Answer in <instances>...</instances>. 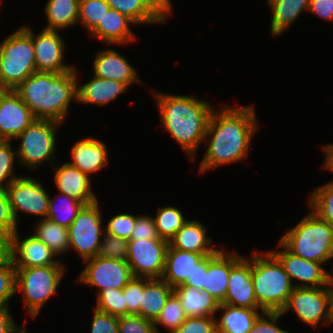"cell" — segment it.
Here are the masks:
<instances>
[{"instance_id":"cell-20","label":"cell","mask_w":333,"mask_h":333,"mask_svg":"<svg viewBox=\"0 0 333 333\" xmlns=\"http://www.w3.org/2000/svg\"><path fill=\"white\" fill-rule=\"evenodd\" d=\"M137 71L125 56L120 55L114 49L97 52L93 62L94 76L119 81L128 88L132 83L141 82Z\"/></svg>"},{"instance_id":"cell-21","label":"cell","mask_w":333,"mask_h":333,"mask_svg":"<svg viewBox=\"0 0 333 333\" xmlns=\"http://www.w3.org/2000/svg\"><path fill=\"white\" fill-rule=\"evenodd\" d=\"M53 168L55 170L54 182L59 193L73 197L86 205L95 203L98 200L91 189V179L87 174L68 162L59 167L53 166Z\"/></svg>"},{"instance_id":"cell-48","label":"cell","mask_w":333,"mask_h":333,"mask_svg":"<svg viewBox=\"0 0 333 333\" xmlns=\"http://www.w3.org/2000/svg\"><path fill=\"white\" fill-rule=\"evenodd\" d=\"M282 315L281 311H263L248 333H290L276 324Z\"/></svg>"},{"instance_id":"cell-8","label":"cell","mask_w":333,"mask_h":333,"mask_svg":"<svg viewBox=\"0 0 333 333\" xmlns=\"http://www.w3.org/2000/svg\"><path fill=\"white\" fill-rule=\"evenodd\" d=\"M61 123L49 119H34L15 139L20 140L16 151L22 166L36 169L41 163L52 161L54 164L57 134Z\"/></svg>"},{"instance_id":"cell-9","label":"cell","mask_w":333,"mask_h":333,"mask_svg":"<svg viewBox=\"0 0 333 333\" xmlns=\"http://www.w3.org/2000/svg\"><path fill=\"white\" fill-rule=\"evenodd\" d=\"M98 204L85 205L68 228L69 250L74 248L84 261L98 255L105 233Z\"/></svg>"},{"instance_id":"cell-2","label":"cell","mask_w":333,"mask_h":333,"mask_svg":"<svg viewBox=\"0 0 333 333\" xmlns=\"http://www.w3.org/2000/svg\"><path fill=\"white\" fill-rule=\"evenodd\" d=\"M153 95L163 127L193 159L205 139L214 107L190 95H171L157 91Z\"/></svg>"},{"instance_id":"cell-11","label":"cell","mask_w":333,"mask_h":333,"mask_svg":"<svg viewBox=\"0 0 333 333\" xmlns=\"http://www.w3.org/2000/svg\"><path fill=\"white\" fill-rule=\"evenodd\" d=\"M168 246L162 238L129 240L127 262L133 277L162 278Z\"/></svg>"},{"instance_id":"cell-23","label":"cell","mask_w":333,"mask_h":333,"mask_svg":"<svg viewBox=\"0 0 333 333\" xmlns=\"http://www.w3.org/2000/svg\"><path fill=\"white\" fill-rule=\"evenodd\" d=\"M205 226L196 221H186L177 233L168 241L172 248L203 254L213 255L219 249L213 247V240L206 235Z\"/></svg>"},{"instance_id":"cell-29","label":"cell","mask_w":333,"mask_h":333,"mask_svg":"<svg viewBox=\"0 0 333 333\" xmlns=\"http://www.w3.org/2000/svg\"><path fill=\"white\" fill-rule=\"evenodd\" d=\"M263 309L235 307L220 303L217 312H222L221 318L216 319L218 333H248Z\"/></svg>"},{"instance_id":"cell-53","label":"cell","mask_w":333,"mask_h":333,"mask_svg":"<svg viewBox=\"0 0 333 333\" xmlns=\"http://www.w3.org/2000/svg\"><path fill=\"white\" fill-rule=\"evenodd\" d=\"M19 328L11 317L9 306H0V333H16Z\"/></svg>"},{"instance_id":"cell-41","label":"cell","mask_w":333,"mask_h":333,"mask_svg":"<svg viewBox=\"0 0 333 333\" xmlns=\"http://www.w3.org/2000/svg\"><path fill=\"white\" fill-rule=\"evenodd\" d=\"M128 240L116 237L109 233L102 235L99 248V257L127 261Z\"/></svg>"},{"instance_id":"cell-51","label":"cell","mask_w":333,"mask_h":333,"mask_svg":"<svg viewBox=\"0 0 333 333\" xmlns=\"http://www.w3.org/2000/svg\"><path fill=\"white\" fill-rule=\"evenodd\" d=\"M309 12L333 21V0H311Z\"/></svg>"},{"instance_id":"cell-19","label":"cell","mask_w":333,"mask_h":333,"mask_svg":"<svg viewBox=\"0 0 333 333\" xmlns=\"http://www.w3.org/2000/svg\"><path fill=\"white\" fill-rule=\"evenodd\" d=\"M242 258L236 251L218 250L213 255L205 256V286L219 303L225 300L228 289L230 269Z\"/></svg>"},{"instance_id":"cell-15","label":"cell","mask_w":333,"mask_h":333,"mask_svg":"<svg viewBox=\"0 0 333 333\" xmlns=\"http://www.w3.org/2000/svg\"><path fill=\"white\" fill-rule=\"evenodd\" d=\"M36 71L61 74L74 68L64 64L65 42L58 31L43 29L35 35L31 30Z\"/></svg>"},{"instance_id":"cell-39","label":"cell","mask_w":333,"mask_h":333,"mask_svg":"<svg viewBox=\"0 0 333 333\" xmlns=\"http://www.w3.org/2000/svg\"><path fill=\"white\" fill-rule=\"evenodd\" d=\"M96 309L120 317L127 315L123 288H105L97 293Z\"/></svg>"},{"instance_id":"cell-43","label":"cell","mask_w":333,"mask_h":333,"mask_svg":"<svg viewBox=\"0 0 333 333\" xmlns=\"http://www.w3.org/2000/svg\"><path fill=\"white\" fill-rule=\"evenodd\" d=\"M136 218L137 215L134 216L127 213L117 214L108 221L105 232L129 241Z\"/></svg>"},{"instance_id":"cell-60","label":"cell","mask_w":333,"mask_h":333,"mask_svg":"<svg viewBox=\"0 0 333 333\" xmlns=\"http://www.w3.org/2000/svg\"><path fill=\"white\" fill-rule=\"evenodd\" d=\"M276 0H267V4L269 5L270 3L274 2Z\"/></svg>"},{"instance_id":"cell-5","label":"cell","mask_w":333,"mask_h":333,"mask_svg":"<svg viewBox=\"0 0 333 333\" xmlns=\"http://www.w3.org/2000/svg\"><path fill=\"white\" fill-rule=\"evenodd\" d=\"M279 241L293 254L325 263L333 258V227L312 210Z\"/></svg>"},{"instance_id":"cell-59","label":"cell","mask_w":333,"mask_h":333,"mask_svg":"<svg viewBox=\"0 0 333 333\" xmlns=\"http://www.w3.org/2000/svg\"><path fill=\"white\" fill-rule=\"evenodd\" d=\"M4 142H5V140L0 136V145Z\"/></svg>"},{"instance_id":"cell-55","label":"cell","mask_w":333,"mask_h":333,"mask_svg":"<svg viewBox=\"0 0 333 333\" xmlns=\"http://www.w3.org/2000/svg\"><path fill=\"white\" fill-rule=\"evenodd\" d=\"M9 257V238L0 234V265Z\"/></svg>"},{"instance_id":"cell-28","label":"cell","mask_w":333,"mask_h":333,"mask_svg":"<svg viewBox=\"0 0 333 333\" xmlns=\"http://www.w3.org/2000/svg\"><path fill=\"white\" fill-rule=\"evenodd\" d=\"M173 292L179 298L187 317L214 316L219 302L207 291L198 290L188 285H178Z\"/></svg>"},{"instance_id":"cell-32","label":"cell","mask_w":333,"mask_h":333,"mask_svg":"<svg viewBox=\"0 0 333 333\" xmlns=\"http://www.w3.org/2000/svg\"><path fill=\"white\" fill-rule=\"evenodd\" d=\"M35 228L33 235L45 243L56 256H62L68 252L69 236L66 227L60 226L48 218H42Z\"/></svg>"},{"instance_id":"cell-42","label":"cell","mask_w":333,"mask_h":333,"mask_svg":"<svg viewBox=\"0 0 333 333\" xmlns=\"http://www.w3.org/2000/svg\"><path fill=\"white\" fill-rule=\"evenodd\" d=\"M16 157V151L12 150L11 141H5L0 145V187H7L20 177L13 173Z\"/></svg>"},{"instance_id":"cell-14","label":"cell","mask_w":333,"mask_h":333,"mask_svg":"<svg viewBox=\"0 0 333 333\" xmlns=\"http://www.w3.org/2000/svg\"><path fill=\"white\" fill-rule=\"evenodd\" d=\"M278 245L281 248L284 247V249H281V251L270 250V252L282 264L291 281L296 279L301 282V284L294 283V287L316 288L328 286L330 272L321 266L323 263L309 261L293 254L280 241Z\"/></svg>"},{"instance_id":"cell-7","label":"cell","mask_w":333,"mask_h":333,"mask_svg":"<svg viewBox=\"0 0 333 333\" xmlns=\"http://www.w3.org/2000/svg\"><path fill=\"white\" fill-rule=\"evenodd\" d=\"M16 292L24 296V303L32 318L39 315L41 307L57 291L65 274L63 265L15 268Z\"/></svg>"},{"instance_id":"cell-3","label":"cell","mask_w":333,"mask_h":333,"mask_svg":"<svg viewBox=\"0 0 333 333\" xmlns=\"http://www.w3.org/2000/svg\"><path fill=\"white\" fill-rule=\"evenodd\" d=\"M77 73L75 67L61 74L36 71L14 90L35 119L63 123L70 102H77Z\"/></svg>"},{"instance_id":"cell-31","label":"cell","mask_w":333,"mask_h":333,"mask_svg":"<svg viewBox=\"0 0 333 333\" xmlns=\"http://www.w3.org/2000/svg\"><path fill=\"white\" fill-rule=\"evenodd\" d=\"M80 0H48L45 15L46 30L58 31L78 23Z\"/></svg>"},{"instance_id":"cell-27","label":"cell","mask_w":333,"mask_h":333,"mask_svg":"<svg viewBox=\"0 0 333 333\" xmlns=\"http://www.w3.org/2000/svg\"><path fill=\"white\" fill-rule=\"evenodd\" d=\"M172 293L173 288L162 278L143 277L140 316L146 320L155 322Z\"/></svg>"},{"instance_id":"cell-6","label":"cell","mask_w":333,"mask_h":333,"mask_svg":"<svg viewBox=\"0 0 333 333\" xmlns=\"http://www.w3.org/2000/svg\"><path fill=\"white\" fill-rule=\"evenodd\" d=\"M36 72L31 28L20 27L0 44V87L14 90Z\"/></svg>"},{"instance_id":"cell-12","label":"cell","mask_w":333,"mask_h":333,"mask_svg":"<svg viewBox=\"0 0 333 333\" xmlns=\"http://www.w3.org/2000/svg\"><path fill=\"white\" fill-rule=\"evenodd\" d=\"M12 214L18 224V212L46 218L50 196L39 181L30 177L16 178L7 187Z\"/></svg>"},{"instance_id":"cell-44","label":"cell","mask_w":333,"mask_h":333,"mask_svg":"<svg viewBox=\"0 0 333 333\" xmlns=\"http://www.w3.org/2000/svg\"><path fill=\"white\" fill-rule=\"evenodd\" d=\"M6 187H0V234L10 238L18 229Z\"/></svg>"},{"instance_id":"cell-1","label":"cell","mask_w":333,"mask_h":333,"mask_svg":"<svg viewBox=\"0 0 333 333\" xmlns=\"http://www.w3.org/2000/svg\"><path fill=\"white\" fill-rule=\"evenodd\" d=\"M253 108L224 105L220 110H213L204 139L208 140V147L200 163V173L248 156L251 140L258 130Z\"/></svg>"},{"instance_id":"cell-34","label":"cell","mask_w":333,"mask_h":333,"mask_svg":"<svg viewBox=\"0 0 333 333\" xmlns=\"http://www.w3.org/2000/svg\"><path fill=\"white\" fill-rule=\"evenodd\" d=\"M59 195L57 198L62 197L60 199H63L59 206L55 205V198L52 199L50 197L49 210L46 218L68 229L78 213L86 204L65 194L61 193Z\"/></svg>"},{"instance_id":"cell-26","label":"cell","mask_w":333,"mask_h":333,"mask_svg":"<svg viewBox=\"0 0 333 333\" xmlns=\"http://www.w3.org/2000/svg\"><path fill=\"white\" fill-rule=\"evenodd\" d=\"M127 86L119 81L94 76L87 83H77V102L83 104L106 105L118 95L127 92Z\"/></svg>"},{"instance_id":"cell-40","label":"cell","mask_w":333,"mask_h":333,"mask_svg":"<svg viewBox=\"0 0 333 333\" xmlns=\"http://www.w3.org/2000/svg\"><path fill=\"white\" fill-rule=\"evenodd\" d=\"M16 293V270L8 257L0 265V306H8Z\"/></svg>"},{"instance_id":"cell-46","label":"cell","mask_w":333,"mask_h":333,"mask_svg":"<svg viewBox=\"0 0 333 333\" xmlns=\"http://www.w3.org/2000/svg\"><path fill=\"white\" fill-rule=\"evenodd\" d=\"M173 333H218L215 316L187 317Z\"/></svg>"},{"instance_id":"cell-30","label":"cell","mask_w":333,"mask_h":333,"mask_svg":"<svg viewBox=\"0 0 333 333\" xmlns=\"http://www.w3.org/2000/svg\"><path fill=\"white\" fill-rule=\"evenodd\" d=\"M311 0H276L269 4L272 11L270 32L281 35L298 19L303 10H309Z\"/></svg>"},{"instance_id":"cell-4","label":"cell","mask_w":333,"mask_h":333,"mask_svg":"<svg viewBox=\"0 0 333 333\" xmlns=\"http://www.w3.org/2000/svg\"><path fill=\"white\" fill-rule=\"evenodd\" d=\"M252 280L257 303L264 311H282L295 288L282 264L270 251H255Z\"/></svg>"},{"instance_id":"cell-37","label":"cell","mask_w":333,"mask_h":333,"mask_svg":"<svg viewBox=\"0 0 333 333\" xmlns=\"http://www.w3.org/2000/svg\"><path fill=\"white\" fill-rule=\"evenodd\" d=\"M187 316L181 305V302L177 295L173 292L167 299L165 306L162 308L160 315L154 322V326L157 328L158 325H164L168 328V333H173L185 320Z\"/></svg>"},{"instance_id":"cell-56","label":"cell","mask_w":333,"mask_h":333,"mask_svg":"<svg viewBox=\"0 0 333 333\" xmlns=\"http://www.w3.org/2000/svg\"><path fill=\"white\" fill-rule=\"evenodd\" d=\"M322 148L326 153L324 167L333 172V144L325 145Z\"/></svg>"},{"instance_id":"cell-45","label":"cell","mask_w":333,"mask_h":333,"mask_svg":"<svg viewBox=\"0 0 333 333\" xmlns=\"http://www.w3.org/2000/svg\"><path fill=\"white\" fill-rule=\"evenodd\" d=\"M119 333H158L154 322L140 315L130 314L118 317Z\"/></svg>"},{"instance_id":"cell-50","label":"cell","mask_w":333,"mask_h":333,"mask_svg":"<svg viewBox=\"0 0 333 333\" xmlns=\"http://www.w3.org/2000/svg\"><path fill=\"white\" fill-rule=\"evenodd\" d=\"M160 238L157 233L154 218L148 215H139L132 231L130 240Z\"/></svg>"},{"instance_id":"cell-16","label":"cell","mask_w":333,"mask_h":333,"mask_svg":"<svg viewBox=\"0 0 333 333\" xmlns=\"http://www.w3.org/2000/svg\"><path fill=\"white\" fill-rule=\"evenodd\" d=\"M34 119L15 90L3 89L0 92V136L5 141L15 139Z\"/></svg>"},{"instance_id":"cell-35","label":"cell","mask_w":333,"mask_h":333,"mask_svg":"<svg viewBox=\"0 0 333 333\" xmlns=\"http://www.w3.org/2000/svg\"><path fill=\"white\" fill-rule=\"evenodd\" d=\"M154 221L158 236L169 241L187 220L178 208L166 206L158 209Z\"/></svg>"},{"instance_id":"cell-24","label":"cell","mask_w":333,"mask_h":333,"mask_svg":"<svg viewBox=\"0 0 333 333\" xmlns=\"http://www.w3.org/2000/svg\"><path fill=\"white\" fill-rule=\"evenodd\" d=\"M135 23L116 9L110 8L105 13L102 22L89 34L108 44H127L135 38L134 33L129 28Z\"/></svg>"},{"instance_id":"cell-13","label":"cell","mask_w":333,"mask_h":333,"mask_svg":"<svg viewBox=\"0 0 333 333\" xmlns=\"http://www.w3.org/2000/svg\"><path fill=\"white\" fill-rule=\"evenodd\" d=\"M84 263L86 267L76 282L96 286L98 293L105 288H123L133 278L127 261L95 256Z\"/></svg>"},{"instance_id":"cell-47","label":"cell","mask_w":333,"mask_h":333,"mask_svg":"<svg viewBox=\"0 0 333 333\" xmlns=\"http://www.w3.org/2000/svg\"><path fill=\"white\" fill-rule=\"evenodd\" d=\"M143 292V277H133L124 287V299L127 315H140L141 294Z\"/></svg>"},{"instance_id":"cell-38","label":"cell","mask_w":333,"mask_h":333,"mask_svg":"<svg viewBox=\"0 0 333 333\" xmlns=\"http://www.w3.org/2000/svg\"><path fill=\"white\" fill-rule=\"evenodd\" d=\"M111 7L105 0H80L78 22L89 34L98 26Z\"/></svg>"},{"instance_id":"cell-10","label":"cell","mask_w":333,"mask_h":333,"mask_svg":"<svg viewBox=\"0 0 333 333\" xmlns=\"http://www.w3.org/2000/svg\"><path fill=\"white\" fill-rule=\"evenodd\" d=\"M292 310L297 316L314 328L320 323H333V310L329 286L316 288L295 287L281 313Z\"/></svg>"},{"instance_id":"cell-49","label":"cell","mask_w":333,"mask_h":333,"mask_svg":"<svg viewBox=\"0 0 333 333\" xmlns=\"http://www.w3.org/2000/svg\"><path fill=\"white\" fill-rule=\"evenodd\" d=\"M91 333H119L118 317L95 308Z\"/></svg>"},{"instance_id":"cell-33","label":"cell","mask_w":333,"mask_h":333,"mask_svg":"<svg viewBox=\"0 0 333 333\" xmlns=\"http://www.w3.org/2000/svg\"><path fill=\"white\" fill-rule=\"evenodd\" d=\"M109 6L130 18L135 24L166 21L145 0H105Z\"/></svg>"},{"instance_id":"cell-22","label":"cell","mask_w":333,"mask_h":333,"mask_svg":"<svg viewBox=\"0 0 333 333\" xmlns=\"http://www.w3.org/2000/svg\"><path fill=\"white\" fill-rule=\"evenodd\" d=\"M107 155V146L103 142L88 137L75 142L71 149L72 162L68 163L90 177L108 164Z\"/></svg>"},{"instance_id":"cell-36","label":"cell","mask_w":333,"mask_h":333,"mask_svg":"<svg viewBox=\"0 0 333 333\" xmlns=\"http://www.w3.org/2000/svg\"><path fill=\"white\" fill-rule=\"evenodd\" d=\"M310 209L333 227V180L318 186L308 199Z\"/></svg>"},{"instance_id":"cell-54","label":"cell","mask_w":333,"mask_h":333,"mask_svg":"<svg viewBox=\"0 0 333 333\" xmlns=\"http://www.w3.org/2000/svg\"><path fill=\"white\" fill-rule=\"evenodd\" d=\"M165 21L172 10L171 0H145Z\"/></svg>"},{"instance_id":"cell-52","label":"cell","mask_w":333,"mask_h":333,"mask_svg":"<svg viewBox=\"0 0 333 333\" xmlns=\"http://www.w3.org/2000/svg\"><path fill=\"white\" fill-rule=\"evenodd\" d=\"M180 285H188L192 288L203 290L205 286V257L196 264V268L190 278Z\"/></svg>"},{"instance_id":"cell-58","label":"cell","mask_w":333,"mask_h":333,"mask_svg":"<svg viewBox=\"0 0 333 333\" xmlns=\"http://www.w3.org/2000/svg\"><path fill=\"white\" fill-rule=\"evenodd\" d=\"M16 333H27V331L25 330V328L20 327Z\"/></svg>"},{"instance_id":"cell-17","label":"cell","mask_w":333,"mask_h":333,"mask_svg":"<svg viewBox=\"0 0 333 333\" xmlns=\"http://www.w3.org/2000/svg\"><path fill=\"white\" fill-rule=\"evenodd\" d=\"M18 230L9 238V257L15 268L63 265L33 234L20 240ZM19 254V255H18Z\"/></svg>"},{"instance_id":"cell-57","label":"cell","mask_w":333,"mask_h":333,"mask_svg":"<svg viewBox=\"0 0 333 333\" xmlns=\"http://www.w3.org/2000/svg\"><path fill=\"white\" fill-rule=\"evenodd\" d=\"M328 286H329L330 292H331L332 310H333V275L332 274L329 275Z\"/></svg>"},{"instance_id":"cell-18","label":"cell","mask_w":333,"mask_h":333,"mask_svg":"<svg viewBox=\"0 0 333 333\" xmlns=\"http://www.w3.org/2000/svg\"><path fill=\"white\" fill-rule=\"evenodd\" d=\"M228 289L222 303L250 309H262L254 292L252 280V259L242 257L231 269Z\"/></svg>"},{"instance_id":"cell-25","label":"cell","mask_w":333,"mask_h":333,"mask_svg":"<svg viewBox=\"0 0 333 333\" xmlns=\"http://www.w3.org/2000/svg\"><path fill=\"white\" fill-rule=\"evenodd\" d=\"M204 257L203 254L175 249L169 245L162 279L175 288L191 277L196 264Z\"/></svg>"}]
</instances>
